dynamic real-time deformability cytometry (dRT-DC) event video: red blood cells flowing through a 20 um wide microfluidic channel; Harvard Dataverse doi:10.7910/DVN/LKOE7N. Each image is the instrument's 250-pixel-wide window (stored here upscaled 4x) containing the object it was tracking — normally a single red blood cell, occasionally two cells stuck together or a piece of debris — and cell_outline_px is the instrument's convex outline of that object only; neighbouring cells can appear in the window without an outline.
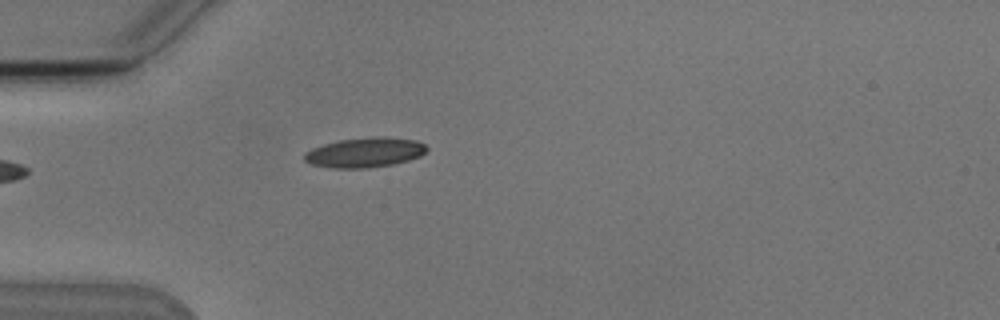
{"species": "Egyptian fruit bat (a non-hibernating species)", "species_latin": "Rousettus aegyptiacus", "temperature_condition": "cold", "stored_images_in_passage": 4, "camera_frame_rate_fps": 3000, "um_per_image_px": 0.085, "animal": {"sex": "male"}, "frame": {"image": 1, "passage_image": 4, "time_ms": 3.667, "image_size_px": [1000, 320], "cell_outline_px": [[428, 148], [420, 156], [408, 160], [392, 164], [364, 168], [332, 168], [312, 164], [304, 160], [304, 152], [312, 148], [324, 144], [340, 140], [376, 136], [388, 136], [416, 140], [424, 144]], "centroid_in_image_um": [31.01, 12.95], "position_along_channel_um": 54.0, "area_um2": 21.21}}